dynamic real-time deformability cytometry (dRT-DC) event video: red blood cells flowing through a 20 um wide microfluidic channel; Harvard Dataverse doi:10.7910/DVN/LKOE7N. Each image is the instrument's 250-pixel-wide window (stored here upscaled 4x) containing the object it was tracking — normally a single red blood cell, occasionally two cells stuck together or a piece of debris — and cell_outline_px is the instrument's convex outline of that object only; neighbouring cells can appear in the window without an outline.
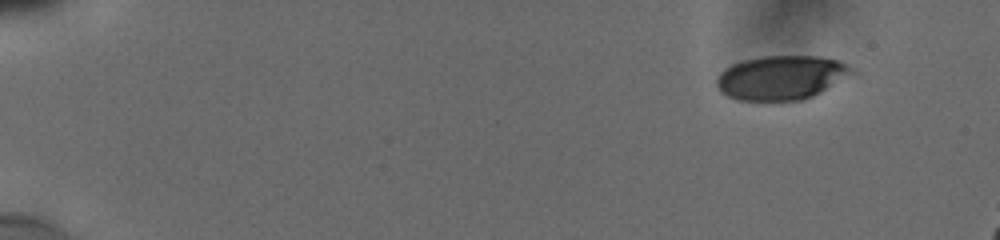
{"species": "human", "species_latin": "Homo sapiens", "temperature_condition": "cold", "stored_images_in_passage": 9, "camera_frame_rate_fps": 3000, "um_per_image_px": 0.085, "donor": {"sex": "male"}, "frame": {"image": 1, "passage_image": 1, "time_ms": 0.0, "image_size_px": [1000, 240], "cell_outline_px": [[860, 72], [812, 96], [800, 100], [740, 100], [728, 96], [720, 92], [716, 84], [716, 76], [724, 68], [740, 60], [764, 56], [820, 56], [840, 60], [856, 68]], "centroid_in_image_um": [66.46, 6.57], "position_along_channel_um": 18.5, "area_um2": 35.37}}
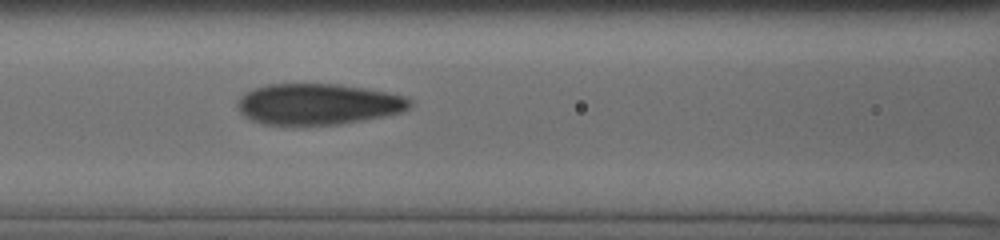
{"frame": {"image": 2, "passage_image": 7, "time_ms": 7.0, "image_size_px": [1000, 240], "cell_outline_px": [[412, 104], [408, 108], [400, 112], [384, 116], [364, 120], [340, 124], [300, 128], [264, 124], [252, 120], [244, 116], [240, 112], [236, 104], [240, 96], [244, 92], [268, 84], [336, 84], [364, 88], [404, 96], [412, 100]], "centroid_in_image_um": [26.97, 8.89], "position_along_channel_um": 139.6, "area_um2": 42.02}}
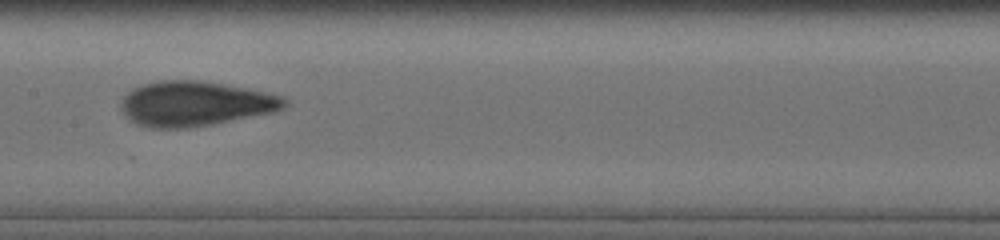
{"frame": {"image": 3, "passage_image": 8, "time_ms": 8.333, "image_size_px": [1000, 240], "cell_outline_px": [[288, 104], [284, 108], [272, 112], [212, 124], [188, 128], [148, 128], [136, 124], [128, 120], [120, 104], [124, 96], [128, 92], [144, 84], [164, 80], [196, 80], [244, 88], [264, 92], [280, 96], [288, 100]], "centroid_in_image_um": [16.56, 8.83], "position_along_channel_um": 190.8, "area_um2": 42.25}}